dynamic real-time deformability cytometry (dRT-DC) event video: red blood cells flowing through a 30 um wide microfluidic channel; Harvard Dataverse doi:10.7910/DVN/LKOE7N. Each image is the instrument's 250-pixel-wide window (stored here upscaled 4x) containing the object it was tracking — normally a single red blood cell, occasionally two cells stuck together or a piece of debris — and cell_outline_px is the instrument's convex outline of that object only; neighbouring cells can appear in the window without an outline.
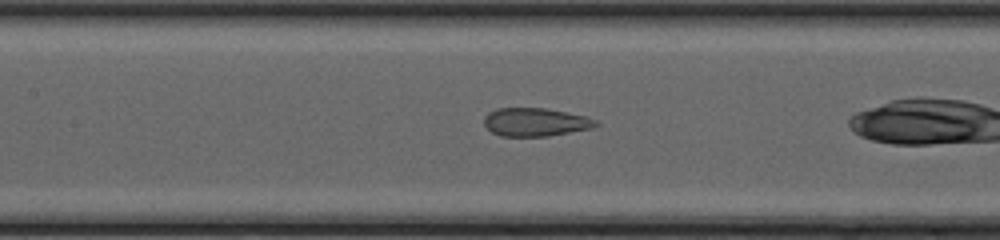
{"species": "common noctule bat (a hibernating species)", "species_latin": "Nyctalus noctula", "temperature_condition": "cold", "stored_images_in_passage": 14, "camera_frame_rate_fps": 3000, "um_per_image_px": 0.085, "animal": {"sex": "female", "body_mass_g": 20.0, "forearm_length_mm": 54.0}, "frame": {"image": 1, "passage_image": 12, "time_ms": 3.667, "image_size_px": [1000, 240], "cell_outline_px": [[600, 124], [592, 128], [548, 136], [500, 136], [492, 132], [484, 124], [484, 116], [488, 112], [496, 108], [544, 108], [584, 116], [596, 120]], "centroid_in_image_um": [45.48, 10.38], "position_along_channel_um": 161.9, "area_um2": 18.32}}